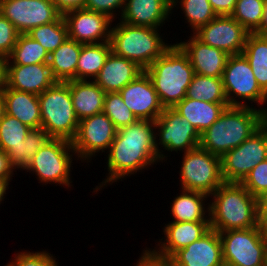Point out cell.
<instances>
[{
  "label": "cell",
  "instance_id": "obj_1",
  "mask_svg": "<svg viewBox=\"0 0 267 266\" xmlns=\"http://www.w3.org/2000/svg\"><path fill=\"white\" fill-rule=\"evenodd\" d=\"M107 155L106 167L109 173L93 188L92 193L160 163L155 146V121L137 120L118 129Z\"/></svg>",
  "mask_w": 267,
  "mask_h": 266
},
{
  "label": "cell",
  "instance_id": "obj_2",
  "mask_svg": "<svg viewBox=\"0 0 267 266\" xmlns=\"http://www.w3.org/2000/svg\"><path fill=\"white\" fill-rule=\"evenodd\" d=\"M209 197L210 228L223 232L257 227L259 199L241 183L223 182Z\"/></svg>",
  "mask_w": 267,
  "mask_h": 266
},
{
  "label": "cell",
  "instance_id": "obj_3",
  "mask_svg": "<svg viewBox=\"0 0 267 266\" xmlns=\"http://www.w3.org/2000/svg\"><path fill=\"white\" fill-rule=\"evenodd\" d=\"M264 124V112L257 108L229 106L201 134L199 146L222 157L238 147Z\"/></svg>",
  "mask_w": 267,
  "mask_h": 266
},
{
  "label": "cell",
  "instance_id": "obj_4",
  "mask_svg": "<svg viewBox=\"0 0 267 266\" xmlns=\"http://www.w3.org/2000/svg\"><path fill=\"white\" fill-rule=\"evenodd\" d=\"M144 71L164 108H173L186 97L195 74L188 56L176 43Z\"/></svg>",
  "mask_w": 267,
  "mask_h": 266
},
{
  "label": "cell",
  "instance_id": "obj_5",
  "mask_svg": "<svg viewBox=\"0 0 267 266\" xmlns=\"http://www.w3.org/2000/svg\"><path fill=\"white\" fill-rule=\"evenodd\" d=\"M160 29L133 26L119 20L111 29V51L145 70L173 45L165 42Z\"/></svg>",
  "mask_w": 267,
  "mask_h": 266
},
{
  "label": "cell",
  "instance_id": "obj_6",
  "mask_svg": "<svg viewBox=\"0 0 267 266\" xmlns=\"http://www.w3.org/2000/svg\"><path fill=\"white\" fill-rule=\"evenodd\" d=\"M41 110V128L51 138L72 141L77 133L79 120L73 108L69 85L56 82L38 95Z\"/></svg>",
  "mask_w": 267,
  "mask_h": 266
},
{
  "label": "cell",
  "instance_id": "obj_7",
  "mask_svg": "<svg viewBox=\"0 0 267 266\" xmlns=\"http://www.w3.org/2000/svg\"><path fill=\"white\" fill-rule=\"evenodd\" d=\"M77 159L76 152L72 147V143L65 139L51 138L39 151L35 154L25 169L36 175V179L40 182L49 184H59L58 186L71 187L73 182L71 179V167L73 159Z\"/></svg>",
  "mask_w": 267,
  "mask_h": 266
},
{
  "label": "cell",
  "instance_id": "obj_8",
  "mask_svg": "<svg viewBox=\"0 0 267 266\" xmlns=\"http://www.w3.org/2000/svg\"><path fill=\"white\" fill-rule=\"evenodd\" d=\"M222 81L229 106L256 108L254 105H258L260 107L257 106V109L265 113L267 94L258 85L252 68L243 54L229 56Z\"/></svg>",
  "mask_w": 267,
  "mask_h": 266
},
{
  "label": "cell",
  "instance_id": "obj_9",
  "mask_svg": "<svg viewBox=\"0 0 267 266\" xmlns=\"http://www.w3.org/2000/svg\"><path fill=\"white\" fill-rule=\"evenodd\" d=\"M180 184L184 190L210 196L224 181L221 175V157L200 146L182 154Z\"/></svg>",
  "mask_w": 267,
  "mask_h": 266
},
{
  "label": "cell",
  "instance_id": "obj_10",
  "mask_svg": "<svg viewBox=\"0 0 267 266\" xmlns=\"http://www.w3.org/2000/svg\"><path fill=\"white\" fill-rule=\"evenodd\" d=\"M200 140L198 130L173 108H164L155 121V146L162 163L169 157L165 151L185 153L198 147Z\"/></svg>",
  "mask_w": 267,
  "mask_h": 266
},
{
  "label": "cell",
  "instance_id": "obj_11",
  "mask_svg": "<svg viewBox=\"0 0 267 266\" xmlns=\"http://www.w3.org/2000/svg\"><path fill=\"white\" fill-rule=\"evenodd\" d=\"M225 266H267V242L258 227L219 232Z\"/></svg>",
  "mask_w": 267,
  "mask_h": 266
},
{
  "label": "cell",
  "instance_id": "obj_12",
  "mask_svg": "<svg viewBox=\"0 0 267 266\" xmlns=\"http://www.w3.org/2000/svg\"><path fill=\"white\" fill-rule=\"evenodd\" d=\"M267 158V125L264 123L238 147L221 157L224 182L241 183L250 171Z\"/></svg>",
  "mask_w": 267,
  "mask_h": 266
},
{
  "label": "cell",
  "instance_id": "obj_13",
  "mask_svg": "<svg viewBox=\"0 0 267 266\" xmlns=\"http://www.w3.org/2000/svg\"><path fill=\"white\" fill-rule=\"evenodd\" d=\"M116 133L113 122L103 112L80 120L77 133L71 141L77 160L88 163L98 153H106Z\"/></svg>",
  "mask_w": 267,
  "mask_h": 266
},
{
  "label": "cell",
  "instance_id": "obj_14",
  "mask_svg": "<svg viewBox=\"0 0 267 266\" xmlns=\"http://www.w3.org/2000/svg\"><path fill=\"white\" fill-rule=\"evenodd\" d=\"M0 13L27 34L33 28L56 21L62 14L51 0H0Z\"/></svg>",
  "mask_w": 267,
  "mask_h": 266
},
{
  "label": "cell",
  "instance_id": "obj_15",
  "mask_svg": "<svg viewBox=\"0 0 267 266\" xmlns=\"http://www.w3.org/2000/svg\"><path fill=\"white\" fill-rule=\"evenodd\" d=\"M249 33L231 15H220L193 34L204 44L238 55L242 54Z\"/></svg>",
  "mask_w": 267,
  "mask_h": 266
},
{
  "label": "cell",
  "instance_id": "obj_16",
  "mask_svg": "<svg viewBox=\"0 0 267 266\" xmlns=\"http://www.w3.org/2000/svg\"><path fill=\"white\" fill-rule=\"evenodd\" d=\"M68 38L81 44H96L110 41L114 20L106 14L85 8L64 13Z\"/></svg>",
  "mask_w": 267,
  "mask_h": 266
},
{
  "label": "cell",
  "instance_id": "obj_17",
  "mask_svg": "<svg viewBox=\"0 0 267 266\" xmlns=\"http://www.w3.org/2000/svg\"><path fill=\"white\" fill-rule=\"evenodd\" d=\"M119 93L125 105L138 120L156 121L164 110L151 79L145 71Z\"/></svg>",
  "mask_w": 267,
  "mask_h": 266
},
{
  "label": "cell",
  "instance_id": "obj_18",
  "mask_svg": "<svg viewBox=\"0 0 267 266\" xmlns=\"http://www.w3.org/2000/svg\"><path fill=\"white\" fill-rule=\"evenodd\" d=\"M172 266H225L219 232L210 228L198 240L176 251Z\"/></svg>",
  "mask_w": 267,
  "mask_h": 266
},
{
  "label": "cell",
  "instance_id": "obj_19",
  "mask_svg": "<svg viewBox=\"0 0 267 266\" xmlns=\"http://www.w3.org/2000/svg\"><path fill=\"white\" fill-rule=\"evenodd\" d=\"M209 229L210 222L171 221L163 227L164 240L159 239L153 250L146 249L153 256L168 260L176 251L198 240Z\"/></svg>",
  "mask_w": 267,
  "mask_h": 266
},
{
  "label": "cell",
  "instance_id": "obj_20",
  "mask_svg": "<svg viewBox=\"0 0 267 266\" xmlns=\"http://www.w3.org/2000/svg\"><path fill=\"white\" fill-rule=\"evenodd\" d=\"M176 44L188 56L195 74L222 77L229 54L221 49L204 44L194 34Z\"/></svg>",
  "mask_w": 267,
  "mask_h": 266
},
{
  "label": "cell",
  "instance_id": "obj_21",
  "mask_svg": "<svg viewBox=\"0 0 267 266\" xmlns=\"http://www.w3.org/2000/svg\"><path fill=\"white\" fill-rule=\"evenodd\" d=\"M171 4L172 0H126L118 20L133 26L161 28L171 19Z\"/></svg>",
  "mask_w": 267,
  "mask_h": 266
},
{
  "label": "cell",
  "instance_id": "obj_22",
  "mask_svg": "<svg viewBox=\"0 0 267 266\" xmlns=\"http://www.w3.org/2000/svg\"><path fill=\"white\" fill-rule=\"evenodd\" d=\"M56 82L48 63L7 64V87L10 89L40 95Z\"/></svg>",
  "mask_w": 267,
  "mask_h": 266
},
{
  "label": "cell",
  "instance_id": "obj_23",
  "mask_svg": "<svg viewBox=\"0 0 267 266\" xmlns=\"http://www.w3.org/2000/svg\"><path fill=\"white\" fill-rule=\"evenodd\" d=\"M142 72L144 69L137 63L115 55L111 51L93 81L106 93H114L122 90Z\"/></svg>",
  "mask_w": 267,
  "mask_h": 266
},
{
  "label": "cell",
  "instance_id": "obj_24",
  "mask_svg": "<svg viewBox=\"0 0 267 266\" xmlns=\"http://www.w3.org/2000/svg\"><path fill=\"white\" fill-rule=\"evenodd\" d=\"M2 96L6 114L15 117L31 129L41 128L42 121L38 95L6 87Z\"/></svg>",
  "mask_w": 267,
  "mask_h": 266
},
{
  "label": "cell",
  "instance_id": "obj_25",
  "mask_svg": "<svg viewBox=\"0 0 267 266\" xmlns=\"http://www.w3.org/2000/svg\"><path fill=\"white\" fill-rule=\"evenodd\" d=\"M70 88L73 108L78 120L103 112L106 92L94 81L71 80Z\"/></svg>",
  "mask_w": 267,
  "mask_h": 266
},
{
  "label": "cell",
  "instance_id": "obj_26",
  "mask_svg": "<svg viewBox=\"0 0 267 266\" xmlns=\"http://www.w3.org/2000/svg\"><path fill=\"white\" fill-rule=\"evenodd\" d=\"M226 107H229L228 103H209L185 97L173 109L202 134L219 118Z\"/></svg>",
  "mask_w": 267,
  "mask_h": 266
},
{
  "label": "cell",
  "instance_id": "obj_27",
  "mask_svg": "<svg viewBox=\"0 0 267 266\" xmlns=\"http://www.w3.org/2000/svg\"><path fill=\"white\" fill-rule=\"evenodd\" d=\"M208 198L204 193L181 189L179 195L171 200L173 203H170L172 221L209 222Z\"/></svg>",
  "mask_w": 267,
  "mask_h": 266
},
{
  "label": "cell",
  "instance_id": "obj_28",
  "mask_svg": "<svg viewBox=\"0 0 267 266\" xmlns=\"http://www.w3.org/2000/svg\"><path fill=\"white\" fill-rule=\"evenodd\" d=\"M82 44L67 38L49 54V67L57 82L76 80V67Z\"/></svg>",
  "mask_w": 267,
  "mask_h": 266
},
{
  "label": "cell",
  "instance_id": "obj_29",
  "mask_svg": "<svg viewBox=\"0 0 267 266\" xmlns=\"http://www.w3.org/2000/svg\"><path fill=\"white\" fill-rule=\"evenodd\" d=\"M110 52V42L82 44L76 67V80L93 81L104 66Z\"/></svg>",
  "mask_w": 267,
  "mask_h": 266
},
{
  "label": "cell",
  "instance_id": "obj_30",
  "mask_svg": "<svg viewBox=\"0 0 267 266\" xmlns=\"http://www.w3.org/2000/svg\"><path fill=\"white\" fill-rule=\"evenodd\" d=\"M242 54L248 60L258 85L267 94V35L249 33Z\"/></svg>",
  "mask_w": 267,
  "mask_h": 266
},
{
  "label": "cell",
  "instance_id": "obj_31",
  "mask_svg": "<svg viewBox=\"0 0 267 266\" xmlns=\"http://www.w3.org/2000/svg\"><path fill=\"white\" fill-rule=\"evenodd\" d=\"M51 137L42 128L31 129L24 142L7 152L10 166L16 170H25L35 154L42 148Z\"/></svg>",
  "mask_w": 267,
  "mask_h": 266
},
{
  "label": "cell",
  "instance_id": "obj_32",
  "mask_svg": "<svg viewBox=\"0 0 267 266\" xmlns=\"http://www.w3.org/2000/svg\"><path fill=\"white\" fill-rule=\"evenodd\" d=\"M186 97L209 103H228L222 77L194 74L186 91Z\"/></svg>",
  "mask_w": 267,
  "mask_h": 266
},
{
  "label": "cell",
  "instance_id": "obj_33",
  "mask_svg": "<svg viewBox=\"0 0 267 266\" xmlns=\"http://www.w3.org/2000/svg\"><path fill=\"white\" fill-rule=\"evenodd\" d=\"M49 53L28 34H19L16 44L7 58V64H39L48 63Z\"/></svg>",
  "mask_w": 267,
  "mask_h": 266
},
{
  "label": "cell",
  "instance_id": "obj_34",
  "mask_svg": "<svg viewBox=\"0 0 267 266\" xmlns=\"http://www.w3.org/2000/svg\"><path fill=\"white\" fill-rule=\"evenodd\" d=\"M172 13L177 6L183 12L186 23L191 27V32H196L201 26L207 25L217 15L213 11L209 0H172ZM180 6V7H179ZM174 10V11H173Z\"/></svg>",
  "mask_w": 267,
  "mask_h": 266
},
{
  "label": "cell",
  "instance_id": "obj_35",
  "mask_svg": "<svg viewBox=\"0 0 267 266\" xmlns=\"http://www.w3.org/2000/svg\"><path fill=\"white\" fill-rule=\"evenodd\" d=\"M27 34L38 41L49 54L68 38L67 26L62 15L56 21L37 26Z\"/></svg>",
  "mask_w": 267,
  "mask_h": 266
},
{
  "label": "cell",
  "instance_id": "obj_36",
  "mask_svg": "<svg viewBox=\"0 0 267 266\" xmlns=\"http://www.w3.org/2000/svg\"><path fill=\"white\" fill-rule=\"evenodd\" d=\"M265 0H237L231 16L250 33L261 26Z\"/></svg>",
  "mask_w": 267,
  "mask_h": 266
},
{
  "label": "cell",
  "instance_id": "obj_37",
  "mask_svg": "<svg viewBox=\"0 0 267 266\" xmlns=\"http://www.w3.org/2000/svg\"><path fill=\"white\" fill-rule=\"evenodd\" d=\"M30 130V127L5 113L0 121V149L7 153L15 148L24 142Z\"/></svg>",
  "mask_w": 267,
  "mask_h": 266
},
{
  "label": "cell",
  "instance_id": "obj_38",
  "mask_svg": "<svg viewBox=\"0 0 267 266\" xmlns=\"http://www.w3.org/2000/svg\"><path fill=\"white\" fill-rule=\"evenodd\" d=\"M103 113L113 122L117 130L129 126L138 120L125 105L119 92L106 93Z\"/></svg>",
  "mask_w": 267,
  "mask_h": 266
},
{
  "label": "cell",
  "instance_id": "obj_39",
  "mask_svg": "<svg viewBox=\"0 0 267 266\" xmlns=\"http://www.w3.org/2000/svg\"><path fill=\"white\" fill-rule=\"evenodd\" d=\"M241 184L256 198L267 192V160L253 168Z\"/></svg>",
  "mask_w": 267,
  "mask_h": 266
},
{
  "label": "cell",
  "instance_id": "obj_40",
  "mask_svg": "<svg viewBox=\"0 0 267 266\" xmlns=\"http://www.w3.org/2000/svg\"><path fill=\"white\" fill-rule=\"evenodd\" d=\"M13 256L14 259L8 262L9 266H58L57 258L44 249L37 252L21 250Z\"/></svg>",
  "mask_w": 267,
  "mask_h": 266
},
{
  "label": "cell",
  "instance_id": "obj_41",
  "mask_svg": "<svg viewBox=\"0 0 267 266\" xmlns=\"http://www.w3.org/2000/svg\"><path fill=\"white\" fill-rule=\"evenodd\" d=\"M18 35L14 25L0 13V57L8 58L16 44Z\"/></svg>",
  "mask_w": 267,
  "mask_h": 266
},
{
  "label": "cell",
  "instance_id": "obj_42",
  "mask_svg": "<svg viewBox=\"0 0 267 266\" xmlns=\"http://www.w3.org/2000/svg\"><path fill=\"white\" fill-rule=\"evenodd\" d=\"M125 2L126 0H86L84 8L90 11L106 14L115 21L117 14L118 16H120L119 13L122 15Z\"/></svg>",
  "mask_w": 267,
  "mask_h": 266
},
{
  "label": "cell",
  "instance_id": "obj_43",
  "mask_svg": "<svg viewBox=\"0 0 267 266\" xmlns=\"http://www.w3.org/2000/svg\"><path fill=\"white\" fill-rule=\"evenodd\" d=\"M134 266H172L168 260L159 259L153 256L146 248L143 249L141 256Z\"/></svg>",
  "mask_w": 267,
  "mask_h": 266
},
{
  "label": "cell",
  "instance_id": "obj_44",
  "mask_svg": "<svg viewBox=\"0 0 267 266\" xmlns=\"http://www.w3.org/2000/svg\"><path fill=\"white\" fill-rule=\"evenodd\" d=\"M237 0H209L213 11L217 16L231 15L235 9Z\"/></svg>",
  "mask_w": 267,
  "mask_h": 266
},
{
  "label": "cell",
  "instance_id": "obj_45",
  "mask_svg": "<svg viewBox=\"0 0 267 266\" xmlns=\"http://www.w3.org/2000/svg\"><path fill=\"white\" fill-rule=\"evenodd\" d=\"M57 10L63 15L64 13L84 8L86 0H51Z\"/></svg>",
  "mask_w": 267,
  "mask_h": 266
},
{
  "label": "cell",
  "instance_id": "obj_46",
  "mask_svg": "<svg viewBox=\"0 0 267 266\" xmlns=\"http://www.w3.org/2000/svg\"><path fill=\"white\" fill-rule=\"evenodd\" d=\"M14 172V169L10 166L7 153L0 149V178L13 179Z\"/></svg>",
  "mask_w": 267,
  "mask_h": 266
},
{
  "label": "cell",
  "instance_id": "obj_47",
  "mask_svg": "<svg viewBox=\"0 0 267 266\" xmlns=\"http://www.w3.org/2000/svg\"><path fill=\"white\" fill-rule=\"evenodd\" d=\"M257 227L261 236L267 242V208H258Z\"/></svg>",
  "mask_w": 267,
  "mask_h": 266
},
{
  "label": "cell",
  "instance_id": "obj_48",
  "mask_svg": "<svg viewBox=\"0 0 267 266\" xmlns=\"http://www.w3.org/2000/svg\"><path fill=\"white\" fill-rule=\"evenodd\" d=\"M7 87V59L0 57V95Z\"/></svg>",
  "mask_w": 267,
  "mask_h": 266
},
{
  "label": "cell",
  "instance_id": "obj_49",
  "mask_svg": "<svg viewBox=\"0 0 267 266\" xmlns=\"http://www.w3.org/2000/svg\"><path fill=\"white\" fill-rule=\"evenodd\" d=\"M255 33L267 35V0H265L264 4L261 26Z\"/></svg>",
  "mask_w": 267,
  "mask_h": 266
},
{
  "label": "cell",
  "instance_id": "obj_50",
  "mask_svg": "<svg viewBox=\"0 0 267 266\" xmlns=\"http://www.w3.org/2000/svg\"><path fill=\"white\" fill-rule=\"evenodd\" d=\"M10 181H12V179L0 178V204L4 201L7 190L9 189Z\"/></svg>",
  "mask_w": 267,
  "mask_h": 266
},
{
  "label": "cell",
  "instance_id": "obj_51",
  "mask_svg": "<svg viewBox=\"0 0 267 266\" xmlns=\"http://www.w3.org/2000/svg\"><path fill=\"white\" fill-rule=\"evenodd\" d=\"M258 208H267V192L259 198Z\"/></svg>",
  "mask_w": 267,
  "mask_h": 266
},
{
  "label": "cell",
  "instance_id": "obj_52",
  "mask_svg": "<svg viewBox=\"0 0 267 266\" xmlns=\"http://www.w3.org/2000/svg\"><path fill=\"white\" fill-rule=\"evenodd\" d=\"M5 114V102L2 94L0 95V121Z\"/></svg>",
  "mask_w": 267,
  "mask_h": 266
},
{
  "label": "cell",
  "instance_id": "obj_53",
  "mask_svg": "<svg viewBox=\"0 0 267 266\" xmlns=\"http://www.w3.org/2000/svg\"><path fill=\"white\" fill-rule=\"evenodd\" d=\"M264 123L267 125V110L264 113Z\"/></svg>",
  "mask_w": 267,
  "mask_h": 266
}]
</instances>
